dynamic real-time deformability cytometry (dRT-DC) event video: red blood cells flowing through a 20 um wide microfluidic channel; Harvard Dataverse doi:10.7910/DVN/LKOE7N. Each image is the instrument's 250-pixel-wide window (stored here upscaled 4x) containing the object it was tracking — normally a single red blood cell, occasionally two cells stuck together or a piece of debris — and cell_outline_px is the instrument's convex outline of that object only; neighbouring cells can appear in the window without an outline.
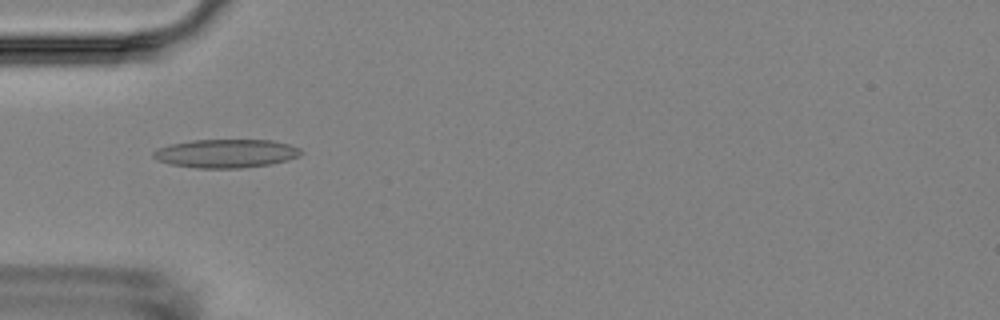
{"species": "Egyptian fruit bat (a non-hibernating species)", "species_latin": "Rousettus aegyptiacus", "temperature_condition": "room temperature", "stored_images_in_passage": 4, "camera_frame_rate_fps": 3000, "um_per_image_px": 0.085, "animal": {"sex": "female"}, "frame": {"image": 1, "passage_image": 4, "time_ms": 3.667, "image_size_px": [1000, 320], "cell_outline_px": [[304, 152], [296, 156], [284, 160], [268, 164], [240, 168], [196, 168], [172, 164], [156, 160], [152, 156], [152, 152], [160, 148], [172, 144], [192, 140], [272, 140], [288, 144], [300, 148]], "centroid_in_image_um": [19.18, 13.04], "position_along_channel_um": 65.8, "area_um2": 24.22}}